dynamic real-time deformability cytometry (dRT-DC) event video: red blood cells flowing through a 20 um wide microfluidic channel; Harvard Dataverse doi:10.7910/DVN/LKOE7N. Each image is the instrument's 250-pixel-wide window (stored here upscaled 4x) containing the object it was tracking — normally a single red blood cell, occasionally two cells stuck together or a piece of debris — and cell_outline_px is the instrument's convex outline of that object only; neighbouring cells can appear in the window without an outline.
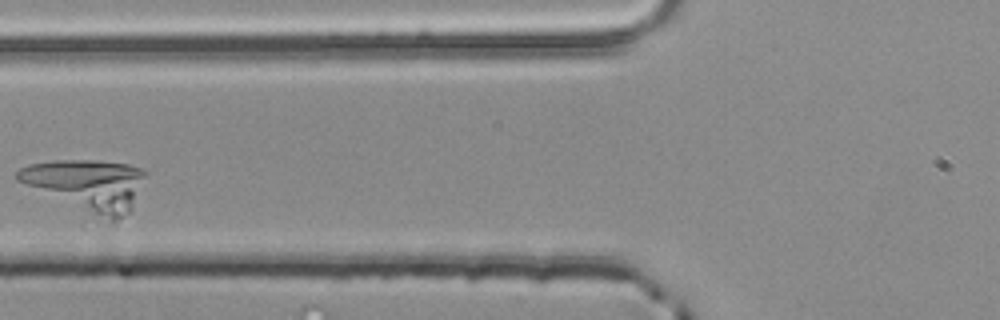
{"species": "common noctule bat (a hibernating species)", "species_latin": "Nyctalus noctula", "temperature_condition": "room temperature", "stored_images_in_passage": 4, "camera_frame_rate_fps": 3000, "um_per_image_px": 0.085, "animal": {"sex": "male", "body_mass_g": 20.4}, "frame": {"image": 1, "passage_image": 4, "time_ms": 1.0, "image_size_px": [1000, 320], "cell_outline_px": [[148, 172], [132, 208], [128, 212], [112, 224], [16, 180], [16, 172], [20, 168], [28, 164], [52, 160], [96, 160], [128, 164], [144, 168]], "centroid_in_image_um": [7.46, 15.71], "position_along_channel_um": 118.3, "area_um2": 38.32}}